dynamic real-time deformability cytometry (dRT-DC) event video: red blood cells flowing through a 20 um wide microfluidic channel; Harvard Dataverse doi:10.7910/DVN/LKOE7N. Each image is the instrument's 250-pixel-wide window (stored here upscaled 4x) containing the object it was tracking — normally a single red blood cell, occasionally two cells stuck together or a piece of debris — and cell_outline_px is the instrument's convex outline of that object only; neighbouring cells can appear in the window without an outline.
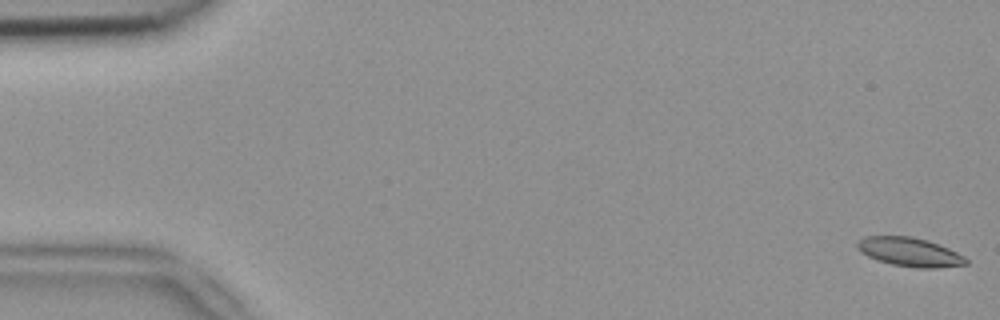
{"species": "common noctule bat (a hibernating species)", "species_latin": "Nyctalus noctula", "temperature_condition": "room temperature", "stored_images_in_passage": 53, "camera_frame_rate_fps": 3000, "um_per_image_px": 0.085, "animal": {"sex": "female", "body_mass_g": 18.4}, "frame": {"image": 1, "passage_image": 1, "time_ms": 0.0, "image_size_px": [1000, 320], "cell_outline_px": [[968, 264], [936, 268], [916, 268], [892, 264], [876, 260], [860, 252], [856, 248], [856, 244], [864, 236], [912, 236], [928, 240], [948, 248], [964, 256], [968, 260]], "centroid_in_image_um": [77.31, 21.42], "position_along_channel_um": 7.7, "area_um2": 18.38}}
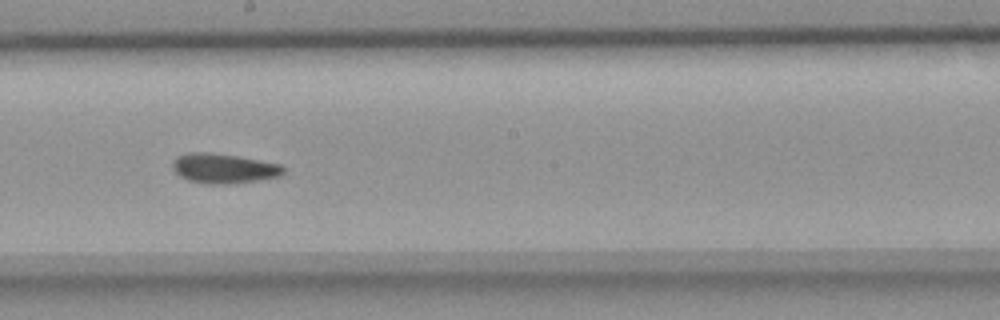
{"frame": {"image": 2, "passage_image": 30, "time_ms": 9.667, "image_size_px": [1000, 320], "cell_outline_px": [[284, 172], [280, 176], [232, 184], [208, 184], [188, 180], [180, 176], [172, 168], [172, 160], [176, 156], [188, 152], [212, 152], [236, 156], [280, 164], [284, 168]], "centroid_in_image_um": [18.97, 14.31], "position_along_channel_um": 229.2, "area_um2": 19.25}}
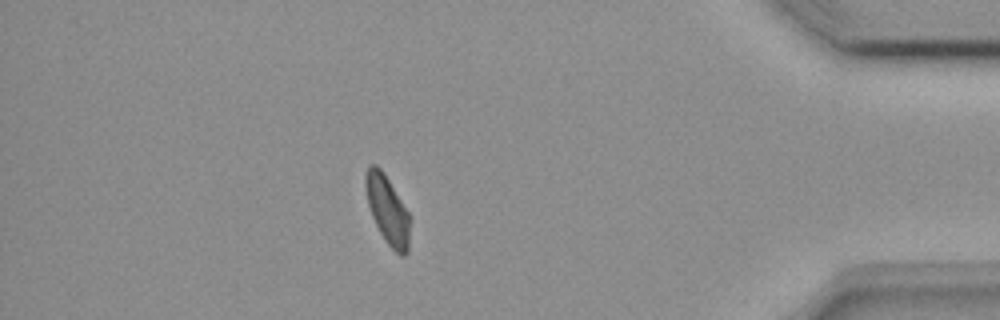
{"frame": {"image": 3, "passage_image": 47, "time_ms": 15.333, "image_size_px": [1000, 320], "cell_outline_px": [[408, 252], [404, 256], [400, 256], [384, 240], [372, 216], [368, 204], [364, 184], [364, 176], [368, 164], [376, 164], [384, 172], [408, 212]], "centroid_in_image_um": [32.89, 17.79], "position_along_channel_um": 402.3, "area_um2": 17.46}, "authors_computed_cell_mechanics": {"area_um2": 18.496, "velocity_mm_per_s": 3.8022, "shape_relaxation_time_tau1_ms": 6.9613, "shape_relaxation_time_tau2_ms": 3.0896, "deformation_change_tau1": 0.1553, "deformation_change_tau2": 0.0866}}